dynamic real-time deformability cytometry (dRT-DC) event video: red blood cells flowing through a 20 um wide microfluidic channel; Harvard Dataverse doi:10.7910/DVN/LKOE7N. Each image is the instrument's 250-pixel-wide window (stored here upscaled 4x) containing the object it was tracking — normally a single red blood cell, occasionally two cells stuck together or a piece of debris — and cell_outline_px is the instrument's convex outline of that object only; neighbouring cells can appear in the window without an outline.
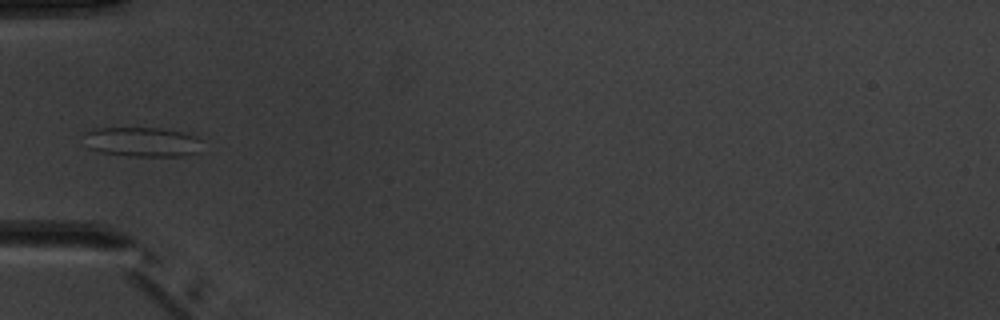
{"species": "common noctule bat (a hibernating species)", "species_latin": "Nyctalus noctula", "temperature_condition": "warm", "stored_images_in_passage": 6, "camera_frame_rate_fps": 3000, "um_per_image_px": 0.085, "animal": {"sex": "male", "body_mass_g": 20.1, "forearm_length_mm": 53.5}, "frame": {"image": 1, "passage_image": 5, "time_ms": 4.667, "image_size_px": [1000, 320], "cell_outline_px": [[200, 152], [184, 156], [128, 156], [100, 152], [92, 148], [84, 132], [96, 128], [160, 128], [180, 132], [196, 136], [200, 140]], "centroid_in_image_um": [12.15, 12.07], "position_along_channel_um": 72.8, "area_um2": 20.11}}
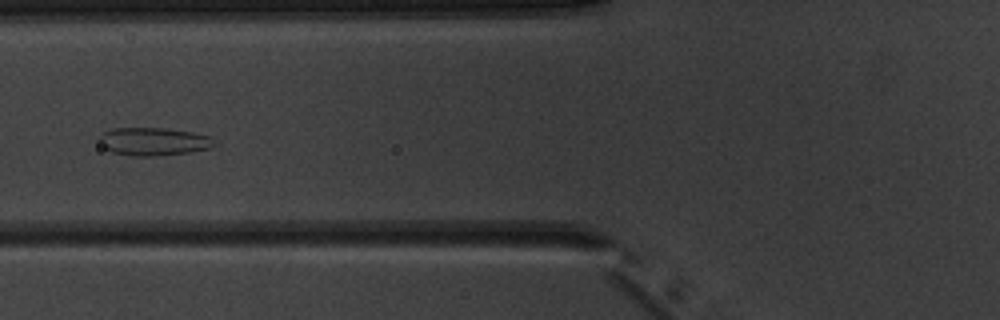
{"frame": {"image": 2, "passage_image": 6, "time_ms": 5.667, "image_size_px": [1000, 320], "cell_outline_px": [[220, 144], [208, 148], [188, 152], [156, 156], [128, 156], [112, 152], [100, 148], [100, 136], [104, 132], [112, 128], [164, 128], [192, 132], [212, 136]], "centroid_in_image_um": [13.06, 12.03], "position_along_channel_um": 112.7, "area_um2": 19.07}}